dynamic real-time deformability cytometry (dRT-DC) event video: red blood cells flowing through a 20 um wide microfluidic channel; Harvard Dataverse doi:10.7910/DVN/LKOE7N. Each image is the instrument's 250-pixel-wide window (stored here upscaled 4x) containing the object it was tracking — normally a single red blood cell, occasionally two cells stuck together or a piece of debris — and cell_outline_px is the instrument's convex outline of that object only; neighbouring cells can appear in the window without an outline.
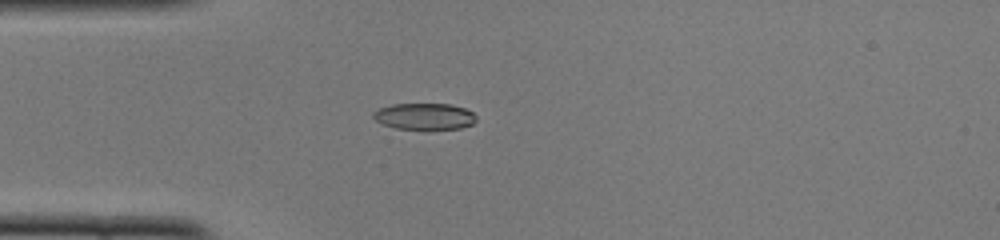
{"species": "common noctule bat (a hibernating species)", "species_latin": "Nyctalus noctula", "temperature_condition": "cold", "stored_images_in_passage": 37, "camera_frame_rate_fps": 3000, "um_per_image_px": 0.085, "animal": {"sex": "female", "body_mass_g": 22.0, "forearm_length_mm": 56.7}, "frame": {"image": 1, "passage_image": 1, "time_ms": 0.0, "image_size_px": [1000, 240], "cell_outline_px": [[476, 120], [472, 124], [460, 128], [428, 132], [396, 128], [384, 124], [376, 120], [372, 116], [372, 112], [380, 108], [392, 104], [448, 104], [464, 108], [472, 112], [476, 116]], "centroid_in_image_um": [36.09, 9.94], "position_along_channel_um": 48.9, "area_um2": 16.42}}
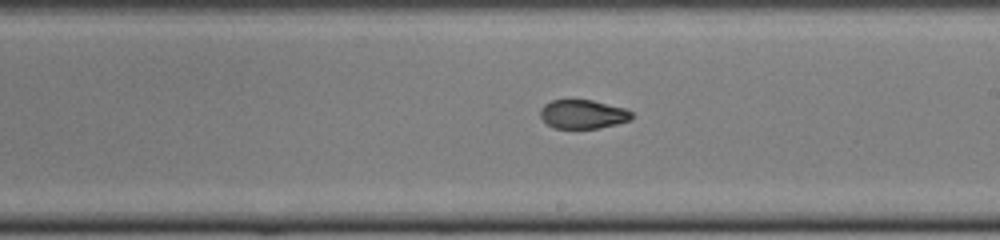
{"frame": {"image": 2, "passage_image": 16, "time_ms": 5.0, "image_size_px": [1000, 240], "cell_outline_px": [[632, 120], [600, 128], [552, 128], [540, 116], [540, 108], [544, 104], [552, 100], [592, 100], [624, 108], [632, 112]], "centroid_in_image_um": [49.54, 9.71], "position_along_channel_um": 239.5, "area_um2": 15.37}}
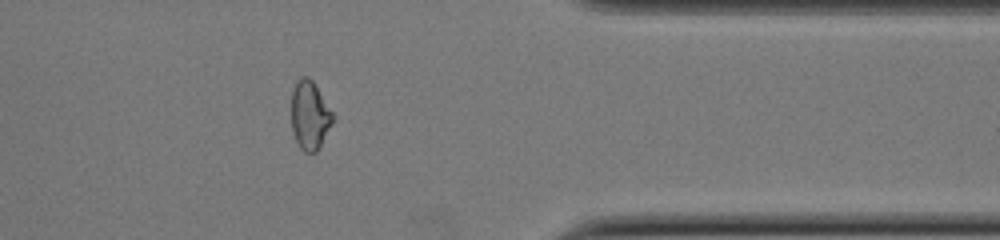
{"frame": {"image": 3, "passage_image": 28, "time_ms": 9.0, "image_size_px": [1000, 240], "cell_outline_px": [[332, 124], [320, 148], [316, 152], [304, 152], [300, 148], [296, 140], [292, 128], [292, 88], [296, 80], [300, 76], [308, 76], [312, 80], [332, 112]], "centroid_in_image_um": [26.31, 9.79], "position_along_channel_um": 385.1, "area_um2": 16.47}, "authors_computed_cell_mechanics": {"area_um2": 16.6464, "velocity_mm_per_s": 4.0195, "shape_relaxation_time_tau1_ms": null, "shape_relaxation_time_tau2_ms": 1.2774, "deformation_change_tau1": null, "deformation_change_tau2": 0.0617}}